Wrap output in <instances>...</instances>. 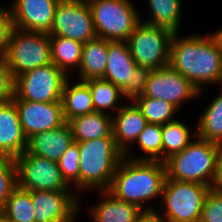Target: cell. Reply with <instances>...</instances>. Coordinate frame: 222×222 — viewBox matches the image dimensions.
I'll return each instance as SVG.
<instances>
[{"label":"cell","mask_w":222,"mask_h":222,"mask_svg":"<svg viewBox=\"0 0 222 222\" xmlns=\"http://www.w3.org/2000/svg\"><path fill=\"white\" fill-rule=\"evenodd\" d=\"M173 33L170 44V65L188 79L202 94L205 85L221 86L222 47L211 32L185 37Z\"/></svg>","instance_id":"6da1fadb"},{"label":"cell","mask_w":222,"mask_h":222,"mask_svg":"<svg viewBox=\"0 0 222 222\" xmlns=\"http://www.w3.org/2000/svg\"><path fill=\"white\" fill-rule=\"evenodd\" d=\"M165 178L164 162L123 157L107 191L115 198L137 206L144 213H153L156 206L152 208L150 204L161 197Z\"/></svg>","instance_id":"7a4b0ae2"},{"label":"cell","mask_w":222,"mask_h":222,"mask_svg":"<svg viewBox=\"0 0 222 222\" xmlns=\"http://www.w3.org/2000/svg\"><path fill=\"white\" fill-rule=\"evenodd\" d=\"M76 143L80 152V191L108 190L117 166L124 157L114 137Z\"/></svg>","instance_id":"3957f363"},{"label":"cell","mask_w":222,"mask_h":222,"mask_svg":"<svg viewBox=\"0 0 222 222\" xmlns=\"http://www.w3.org/2000/svg\"><path fill=\"white\" fill-rule=\"evenodd\" d=\"M221 151L222 145L196 137L183 151L164 161L166 178L211 187Z\"/></svg>","instance_id":"277c9868"},{"label":"cell","mask_w":222,"mask_h":222,"mask_svg":"<svg viewBox=\"0 0 222 222\" xmlns=\"http://www.w3.org/2000/svg\"><path fill=\"white\" fill-rule=\"evenodd\" d=\"M210 186L197 182H182L165 178L160 202L164 213L153 212L165 222H199ZM158 209V210H157Z\"/></svg>","instance_id":"5b68a950"},{"label":"cell","mask_w":222,"mask_h":222,"mask_svg":"<svg viewBox=\"0 0 222 222\" xmlns=\"http://www.w3.org/2000/svg\"><path fill=\"white\" fill-rule=\"evenodd\" d=\"M98 38L127 41L141 21L139 11L131 0H87Z\"/></svg>","instance_id":"8992f818"},{"label":"cell","mask_w":222,"mask_h":222,"mask_svg":"<svg viewBox=\"0 0 222 222\" xmlns=\"http://www.w3.org/2000/svg\"><path fill=\"white\" fill-rule=\"evenodd\" d=\"M150 71L148 67L137 66L126 41H109L103 79L120 88L126 102L142 95Z\"/></svg>","instance_id":"52a82bcc"},{"label":"cell","mask_w":222,"mask_h":222,"mask_svg":"<svg viewBox=\"0 0 222 222\" xmlns=\"http://www.w3.org/2000/svg\"><path fill=\"white\" fill-rule=\"evenodd\" d=\"M172 37V31L140 21L126 42L137 66L156 70L170 63Z\"/></svg>","instance_id":"ba28073f"},{"label":"cell","mask_w":222,"mask_h":222,"mask_svg":"<svg viewBox=\"0 0 222 222\" xmlns=\"http://www.w3.org/2000/svg\"><path fill=\"white\" fill-rule=\"evenodd\" d=\"M14 78L51 63L50 35L14 29L7 52L3 55Z\"/></svg>","instance_id":"9c48e42d"},{"label":"cell","mask_w":222,"mask_h":222,"mask_svg":"<svg viewBox=\"0 0 222 222\" xmlns=\"http://www.w3.org/2000/svg\"><path fill=\"white\" fill-rule=\"evenodd\" d=\"M17 186L26 191L73 192L63 178L58 162L30 154L27 150L15 158Z\"/></svg>","instance_id":"30bf717a"},{"label":"cell","mask_w":222,"mask_h":222,"mask_svg":"<svg viewBox=\"0 0 222 222\" xmlns=\"http://www.w3.org/2000/svg\"><path fill=\"white\" fill-rule=\"evenodd\" d=\"M69 78L52 62L24 72L15 78V96L32 102L61 101V95L66 80Z\"/></svg>","instance_id":"8fae6325"},{"label":"cell","mask_w":222,"mask_h":222,"mask_svg":"<svg viewBox=\"0 0 222 222\" xmlns=\"http://www.w3.org/2000/svg\"><path fill=\"white\" fill-rule=\"evenodd\" d=\"M50 36H62L81 43L97 37L87 0H59Z\"/></svg>","instance_id":"7c38bea8"},{"label":"cell","mask_w":222,"mask_h":222,"mask_svg":"<svg viewBox=\"0 0 222 222\" xmlns=\"http://www.w3.org/2000/svg\"><path fill=\"white\" fill-rule=\"evenodd\" d=\"M142 95L168 101L179 110L186 100L200 96L199 90L170 64L150 71Z\"/></svg>","instance_id":"4fadbf2b"},{"label":"cell","mask_w":222,"mask_h":222,"mask_svg":"<svg viewBox=\"0 0 222 222\" xmlns=\"http://www.w3.org/2000/svg\"><path fill=\"white\" fill-rule=\"evenodd\" d=\"M35 222H75L82 201L75 192L30 191ZM81 202H80V201Z\"/></svg>","instance_id":"5bb4252c"},{"label":"cell","mask_w":222,"mask_h":222,"mask_svg":"<svg viewBox=\"0 0 222 222\" xmlns=\"http://www.w3.org/2000/svg\"><path fill=\"white\" fill-rule=\"evenodd\" d=\"M13 100L23 132L28 139L34 134L56 129L66 123L61 101L43 103Z\"/></svg>","instance_id":"9a60e30c"},{"label":"cell","mask_w":222,"mask_h":222,"mask_svg":"<svg viewBox=\"0 0 222 222\" xmlns=\"http://www.w3.org/2000/svg\"><path fill=\"white\" fill-rule=\"evenodd\" d=\"M59 0H13L10 7L16 29L49 34Z\"/></svg>","instance_id":"2e32d148"},{"label":"cell","mask_w":222,"mask_h":222,"mask_svg":"<svg viewBox=\"0 0 222 222\" xmlns=\"http://www.w3.org/2000/svg\"><path fill=\"white\" fill-rule=\"evenodd\" d=\"M115 114L112 113V134L116 145L124 155H131L134 146L132 144L135 143L148 122L132 101L124 103Z\"/></svg>","instance_id":"e0dca14e"},{"label":"cell","mask_w":222,"mask_h":222,"mask_svg":"<svg viewBox=\"0 0 222 222\" xmlns=\"http://www.w3.org/2000/svg\"><path fill=\"white\" fill-rule=\"evenodd\" d=\"M27 145L14 100L0 102V154L16 158L27 150Z\"/></svg>","instance_id":"ac0fdd59"},{"label":"cell","mask_w":222,"mask_h":222,"mask_svg":"<svg viewBox=\"0 0 222 222\" xmlns=\"http://www.w3.org/2000/svg\"><path fill=\"white\" fill-rule=\"evenodd\" d=\"M73 142L72 128L66 122L56 129L32 135L28 139L27 151L30 154L58 162Z\"/></svg>","instance_id":"d6986e66"},{"label":"cell","mask_w":222,"mask_h":222,"mask_svg":"<svg viewBox=\"0 0 222 222\" xmlns=\"http://www.w3.org/2000/svg\"><path fill=\"white\" fill-rule=\"evenodd\" d=\"M97 192L101 200L90 207L92 222H138L145 214L137 206L115 198L107 190Z\"/></svg>","instance_id":"ffe728a7"},{"label":"cell","mask_w":222,"mask_h":222,"mask_svg":"<svg viewBox=\"0 0 222 222\" xmlns=\"http://www.w3.org/2000/svg\"><path fill=\"white\" fill-rule=\"evenodd\" d=\"M109 41L96 37L83 44L80 67V81L103 78L108 62Z\"/></svg>","instance_id":"44dd1931"},{"label":"cell","mask_w":222,"mask_h":222,"mask_svg":"<svg viewBox=\"0 0 222 222\" xmlns=\"http://www.w3.org/2000/svg\"><path fill=\"white\" fill-rule=\"evenodd\" d=\"M68 78L64 84L61 95L63 115L66 122L88 113L95 112L92 94L85 81L70 83Z\"/></svg>","instance_id":"7402d4cb"},{"label":"cell","mask_w":222,"mask_h":222,"mask_svg":"<svg viewBox=\"0 0 222 222\" xmlns=\"http://www.w3.org/2000/svg\"><path fill=\"white\" fill-rule=\"evenodd\" d=\"M68 124L72 128L74 142L113 137L112 116L105 113H88L71 119Z\"/></svg>","instance_id":"603a6c76"},{"label":"cell","mask_w":222,"mask_h":222,"mask_svg":"<svg viewBox=\"0 0 222 222\" xmlns=\"http://www.w3.org/2000/svg\"><path fill=\"white\" fill-rule=\"evenodd\" d=\"M83 43L62 36H50L51 62L67 76L78 70Z\"/></svg>","instance_id":"cb8c5ba5"},{"label":"cell","mask_w":222,"mask_h":222,"mask_svg":"<svg viewBox=\"0 0 222 222\" xmlns=\"http://www.w3.org/2000/svg\"><path fill=\"white\" fill-rule=\"evenodd\" d=\"M149 7L148 19L141 21L162 27L177 33L180 31L182 0H147Z\"/></svg>","instance_id":"d4e9b609"},{"label":"cell","mask_w":222,"mask_h":222,"mask_svg":"<svg viewBox=\"0 0 222 222\" xmlns=\"http://www.w3.org/2000/svg\"><path fill=\"white\" fill-rule=\"evenodd\" d=\"M85 82L92 94L94 111L112 116L110 109L117 112L124 105L121 103L124 101L122 98L125 99L122 90L112 82L103 78H93Z\"/></svg>","instance_id":"484cf974"},{"label":"cell","mask_w":222,"mask_h":222,"mask_svg":"<svg viewBox=\"0 0 222 222\" xmlns=\"http://www.w3.org/2000/svg\"><path fill=\"white\" fill-rule=\"evenodd\" d=\"M220 91L199 116L195 133L198 138L222 145V90Z\"/></svg>","instance_id":"4316f807"},{"label":"cell","mask_w":222,"mask_h":222,"mask_svg":"<svg viewBox=\"0 0 222 222\" xmlns=\"http://www.w3.org/2000/svg\"><path fill=\"white\" fill-rule=\"evenodd\" d=\"M0 216L7 222H35L31 192L16 186L0 210Z\"/></svg>","instance_id":"83f0119b"},{"label":"cell","mask_w":222,"mask_h":222,"mask_svg":"<svg viewBox=\"0 0 222 222\" xmlns=\"http://www.w3.org/2000/svg\"><path fill=\"white\" fill-rule=\"evenodd\" d=\"M189 127L177 119L162 125V162L183 151L193 141L196 133L192 135Z\"/></svg>","instance_id":"f1b7e54d"},{"label":"cell","mask_w":222,"mask_h":222,"mask_svg":"<svg viewBox=\"0 0 222 222\" xmlns=\"http://www.w3.org/2000/svg\"><path fill=\"white\" fill-rule=\"evenodd\" d=\"M132 102L139 108L147 122L152 124L164 125L174 121L175 114L179 112V109L168 101L143 95L137 96Z\"/></svg>","instance_id":"f546056e"},{"label":"cell","mask_w":222,"mask_h":222,"mask_svg":"<svg viewBox=\"0 0 222 222\" xmlns=\"http://www.w3.org/2000/svg\"><path fill=\"white\" fill-rule=\"evenodd\" d=\"M135 142L145 154L124 157L132 160L162 161V125L148 123Z\"/></svg>","instance_id":"4dcf8cb0"},{"label":"cell","mask_w":222,"mask_h":222,"mask_svg":"<svg viewBox=\"0 0 222 222\" xmlns=\"http://www.w3.org/2000/svg\"><path fill=\"white\" fill-rule=\"evenodd\" d=\"M59 169L63 178L76 193L80 191V152L79 146L73 142L62 154L58 161Z\"/></svg>","instance_id":"1f68e13d"},{"label":"cell","mask_w":222,"mask_h":222,"mask_svg":"<svg viewBox=\"0 0 222 222\" xmlns=\"http://www.w3.org/2000/svg\"><path fill=\"white\" fill-rule=\"evenodd\" d=\"M16 186L15 158L0 154V210Z\"/></svg>","instance_id":"d6a6232c"},{"label":"cell","mask_w":222,"mask_h":222,"mask_svg":"<svg viewBox=\"0 0 222 222\" xmlns=\"http://www.w3.org/2000/svg\"><path fill=\"white\" fill-rule=\"evenodd\" d=\"M199 222H222V194L212 189L203 203Z\"/></svg>","instance_id":"836d02e7"},{"label":"cell","mask_w":222,"mask_h":222,"mask_svg":"<svg viewBox=\"0 0 222 222\" xmlns=\"http://www.w3.org/2000/svg\"><path fill=\"white\" fill-rule=\"evenodd\" d=\"M9 7V8H8ZM15 29L10 6L0 5V55H4L9 47Z\"/></svg>","instance_id":"e575fe53"},{"label":"cell","mask_w":222,"mask_h":222,"mask_svg":"<svg viewBox=\"0 0 222 222\" xmlns=\"http://www.w3.org/2000/svg\"><path fill=\"white\" fill-rule=\"evenodd\" d=\"M15 96V78L4 56L0 55V102L13 100Z\"/></svg>","instance_id":"d590c367"},{"label":"cell","mask_w":222,"mask_h":222,"mask_svg":"<svg viewBox=\"0 0 222 222\" xmlns=\"http://www.w3.org/2000/svg\"><path fill=\"white\" fill-rule=\"evenodd\" d=\"M210 188L222 194V151L216 162V173Z\"/></svg>","instance_id":"8d00e7d4"},{"label":"cell","mask_w":222,"mask_h":222,"mask_svg":"<svg viewBox=\"0 0 222 222\" xmlns=\"http://www.w3.org/2000/svg\"><path fill=\"white\" fill-rule=\"evenodd\" d=\"M138 222H165L154 213H145Z\"/></svg>","instance_id":"74e56055"},{"label":"cell","mask_w":222,"mask_h":222,"mask_svg":"<svg viewBox=\"0 0 222 222\" xmlns=\"http://www.w3.org/2000/svg\"><path fill=\"white\" fill-rule=\"evenodd\" d=\"M213 34H214L215 37L217 38L220 46L222 47V28L216 30V32H213Z\"/></svg>","instance_id":"f35d334b"},{"label":"cell","mask_w":222,"mask_h":222,"mask_svg":"<svg viewBox=\"0 0 222 222\" xmlns=\"http://www.w3.org/2000/svg\"><path fill=\"white\" fill-rule=\"evenodd\" d=\"M0 222H7L0 216Z\"/></svg>","instance_id":"ab89813d"}]
</instances>
